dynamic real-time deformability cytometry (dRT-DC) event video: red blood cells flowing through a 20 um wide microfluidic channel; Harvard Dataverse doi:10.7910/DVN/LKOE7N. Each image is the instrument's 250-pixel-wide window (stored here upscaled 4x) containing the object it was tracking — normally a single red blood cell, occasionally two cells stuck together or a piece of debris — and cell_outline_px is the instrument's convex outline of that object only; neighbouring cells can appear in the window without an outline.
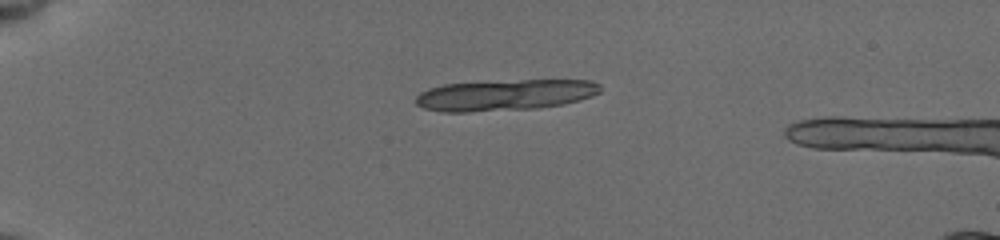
{"species": "common noctule bat (a hibernating species)", "species_latin": "Nyctalus noctula", "temperature_condition": "cold", "stored_images_in_passage": 25, "segment_of_instrument_passage": [1, 2], "camera_frame_rate_fps": 3000, "um_per_image_px": 0.085, "animal": {"sex": "female", "body_mass_g": 19.5, "forearm_length_mm": 54.1}, "frame": {"image": 1, "passage_image": 1, "time_ms": 0.0, "image_size_px": [1000, 240], "cell_outline_px": [[600, 92], [592, 96], [580, 100], [564, 104], [540, 108], [468, 112], [444, 112], [424, 108], [416, 104], [416, 96], [420, 92], [428, 88], [444, 84], [520, 80], [588, 80], [600, 84]], "centroid_in_image_um": [42.92, 8.08], "position_along_channel_um": 42.1, "area_um2": 33.47}}